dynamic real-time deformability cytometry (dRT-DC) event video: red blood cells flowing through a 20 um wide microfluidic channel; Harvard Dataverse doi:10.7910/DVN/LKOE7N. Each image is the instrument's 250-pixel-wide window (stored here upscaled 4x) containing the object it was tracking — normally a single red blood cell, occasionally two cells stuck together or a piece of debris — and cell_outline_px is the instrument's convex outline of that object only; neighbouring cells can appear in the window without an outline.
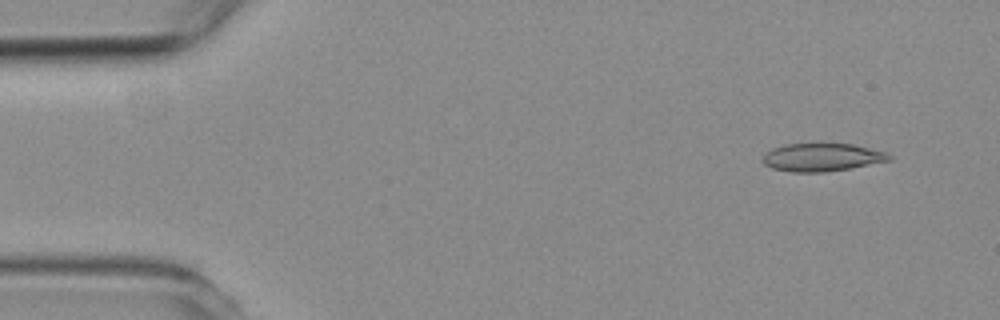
{"species": "common noctule bat (a hibernating species)", "species_latin": "Nyctalus noctula", "temperature_condition": "room temperature", "stored_images_in_passage": 5, "camera_frame_rate_fps": 3000, "um_per_image_px": 0.085, "animal": {"sex": "female", "body_mass_g": 19.3, "forearm_length_mm": 54.1}, "frame": {"image": 1, "passage_image": 1, "time_ms": 0.0, "image_size_px": [1000, 320], "cell_outline_px": [[892, 160], [852, 168], [824, 172], [792, 172], [772, 168], [764, 164], [760, 160], [764, 152], [772, 148], [784, 144], [820, 140], [852, 144], [888, 152], [892, 156]], "centroid_in_image_um": [69.84, 13.32], "position_along_channel_um": 15.2, "area_um2": 21.85}}